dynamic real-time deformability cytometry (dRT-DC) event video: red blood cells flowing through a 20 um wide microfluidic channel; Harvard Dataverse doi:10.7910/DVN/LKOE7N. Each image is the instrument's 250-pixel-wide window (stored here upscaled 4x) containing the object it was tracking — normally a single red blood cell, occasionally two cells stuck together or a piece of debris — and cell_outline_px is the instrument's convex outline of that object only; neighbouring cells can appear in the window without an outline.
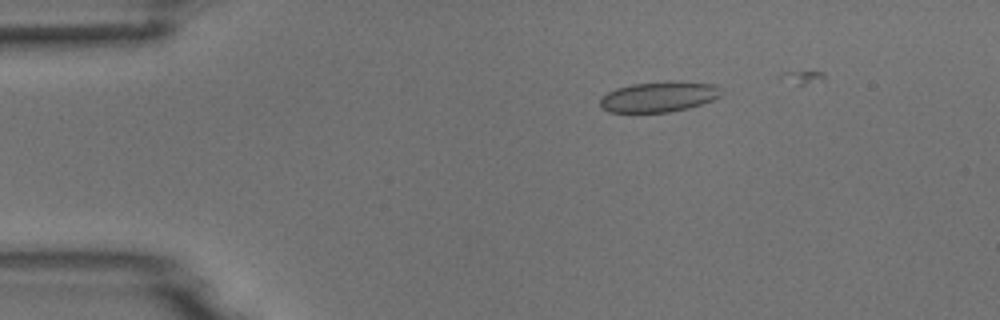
{"species": "common noctule bat (a hibernating species)", "species_latin": "Nyctalus noctula", "temperature_condition": "room temperature", "stored_images_in_passage": 6, "camera_frame_rate_fps": 3000, "um_per_image_px": 0.085, "animal": {"sex": "male", "body_mass_g": 18.8}, "frame": {"image": 1, "passage_image": 2, "time_ms": 1.0, "image_size_px": [1000, 320], "cell_outline_px": [[724, 92], [720, 96], [712, 100], [688, 108], [668, 112], [608, 112], [600, 108], [600, 96], [616, 88], [632, 84], [668, 80], [680, 80], [716, 84]], "centroid_in_image_um": [56.02, 8.2], "position_along_channel_um": 29.0, "area_um2": 21.96}}
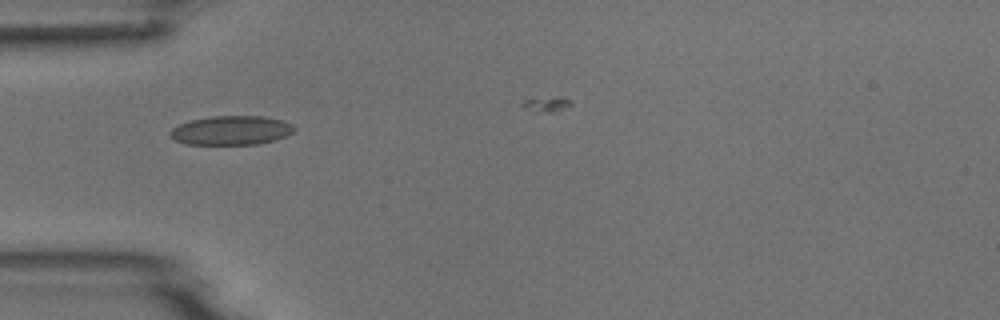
{"frame": {"image": 2, "passage_image": 4, "time_ms": 3.333, "image_size_px": [1000, 320], "cell_outline_px": [[296, 128], [292, 132], [276, 140], [256, 144], [184, 144], [176, 140], [168, 132], [172, 128], [180, 124], [192, 120], [212, 116], [264, 116], [284, 120], [292, 124]], "centroid_in_image_um": [19.68, 11.07], "position_along_channel_um": 65.3, "area_um2": 20.98}}